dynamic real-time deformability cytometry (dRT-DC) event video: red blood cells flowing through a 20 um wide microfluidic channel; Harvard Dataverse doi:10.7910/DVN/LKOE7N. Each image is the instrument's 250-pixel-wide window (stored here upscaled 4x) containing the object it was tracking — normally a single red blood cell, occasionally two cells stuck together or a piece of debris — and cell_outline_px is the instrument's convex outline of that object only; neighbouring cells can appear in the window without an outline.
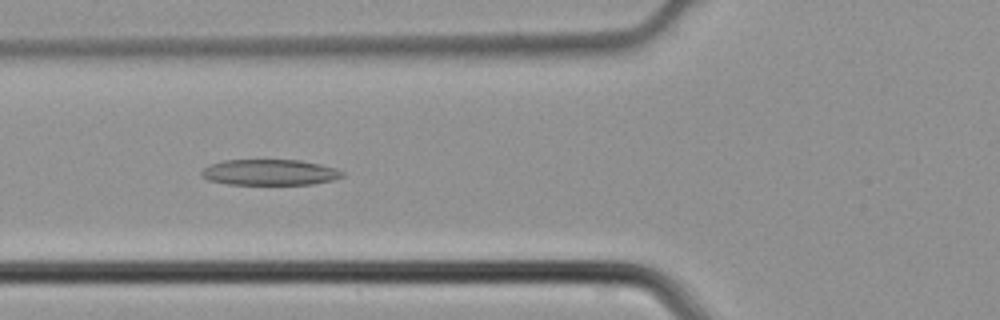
{"species": "common noctule bat (a hibernating species)", "species_latin": "Nyctalus noctula", "temperature_condition": "cold", "stored_images_in_passage": 42, "camera_frame_rate_fps": 3000, "um_per_image_px": 0.085, "animal": {"sex": "male", "body_mass_g": 21.5, "forearm_length_mm": 52.0}, "frame": {"image": 1, "passage_image": 13, "time_ms": 4.0, "image_size_px": [1000, 320], "cell_outline_px": [[344, 176], [332, 180], [312, 184], [228, 184], [208, 180], [200, 176], [200, 172], [204, 168], [212, 164], [224, 160], [300, 160], [320, 164], [336, 168], [344, 172]], "centroid_in_image_um": [22.93, 14.65], "position_along_channel_um": 102.9, "area_um2": 21.15}}
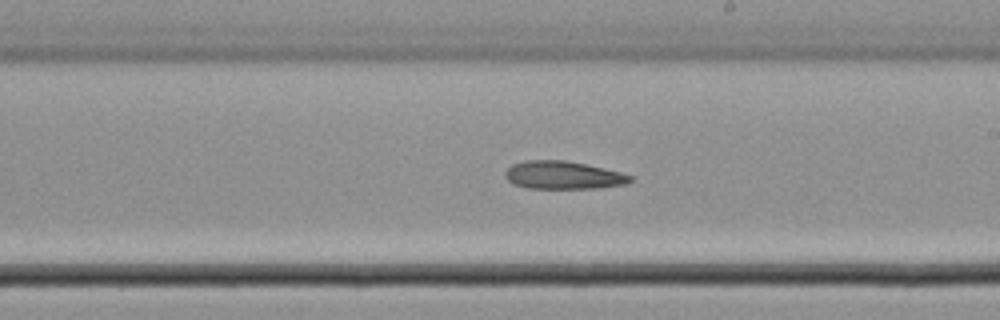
{"frame": {"image": 2, "passage_image": 22, "time_ms": 7.0, "image_size_px": [1000, 320], "cell_outline_px": [[632, 180], [628, 184], [600, 188], [524, 188], [512, 184], [504, 176], [504, 172], [512, 164], [524, 160], [564, 160], [604, 168], [620, 172], [632, 176]], "centroid_in_image_um": [47.84, 14.89], "position_along_channel_um": 241.2, "area_um2": 20.52}}
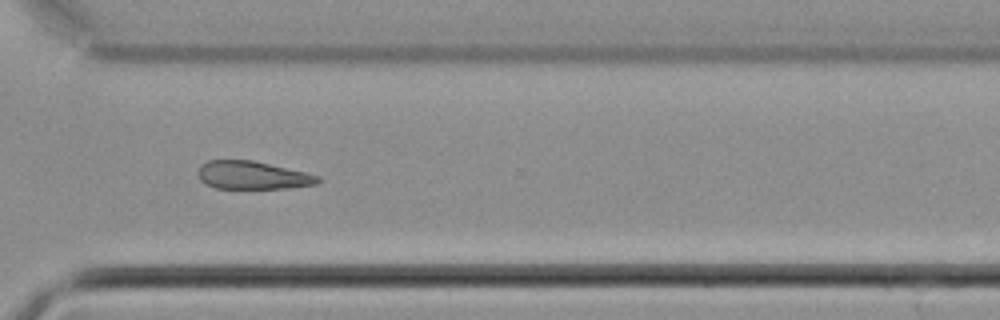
{"frame": {"image": 3, "passage_image": 29, "time_ms": 9.333, "image_size_px": [1000, 320], "cell_outline_px": [[324, 180], [316, 184], [288, 188], [216, 188], [200, 180], [200, 164], [208, 160], [252, 160], [304, 172], [320, 176]], "centroid_in_image_um": [21.51, 14.89], "position_along_channel_um": 349.1, "area_um2": 19.36}}